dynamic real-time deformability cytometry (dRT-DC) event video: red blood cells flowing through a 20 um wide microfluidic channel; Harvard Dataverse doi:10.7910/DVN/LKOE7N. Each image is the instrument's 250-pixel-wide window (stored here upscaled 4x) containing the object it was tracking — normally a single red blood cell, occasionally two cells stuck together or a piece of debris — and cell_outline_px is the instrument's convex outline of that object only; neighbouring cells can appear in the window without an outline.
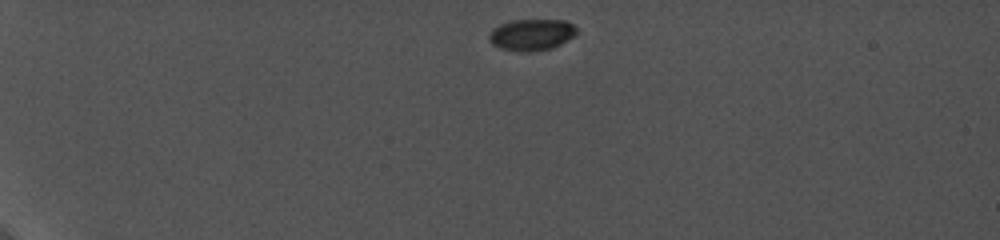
{"species": "common noctule bat (a hibernating species)", "species_latin": "Nyctalus noctula", "temperature_condition": "cold", "stored_images_in_passage": 31, "camera_frame_rate_fps": 5000, "um_per_image_px": 0.085, "animal": {"sex": "female", "body_mass_g": 19.0, "forearm_length_mm": 56.7}, "frame": {"image": 1, "passage_image": 1, "time_ms": 0.0, "image_size_px": [1000, 240], "cell_outline_px": [[576, 32], [572, 36], [560, 44], [552, 48], [528, 52], [520, 52], [500, 48], [492, 44], [488, 40], [488, 36], [492, 28], [500, 24], [512, 20], [564, 20], [572, 24], [576, 28]], "centroid_in_image_um": [45.12, 2.95], "position_along_channel_um": 39.9, "area_um2": 16.01}}
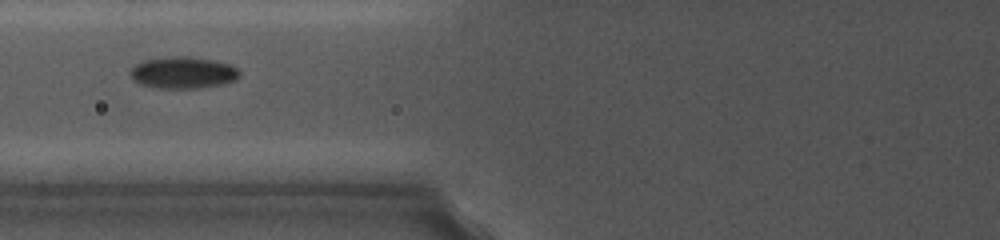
{"frame": {"image": 2, "passage_image": 11, "time_ms": 4.2, "image_size_px": [1000, 240], "cell_outline_px": [[240, 76], [236, 80], [224, 84], [200, 88], [160, 88], [140, 84], [132, 80], [128, 72], [136, 64], [144, 60], [172, 56], [188, 56], [212, 60], [228, 64], [236, 68], [240, 72]], "centroid_in_image_um": [15.54, 6.18], "position_along_channel_um": 110.3, "area_um2": 20.29}}
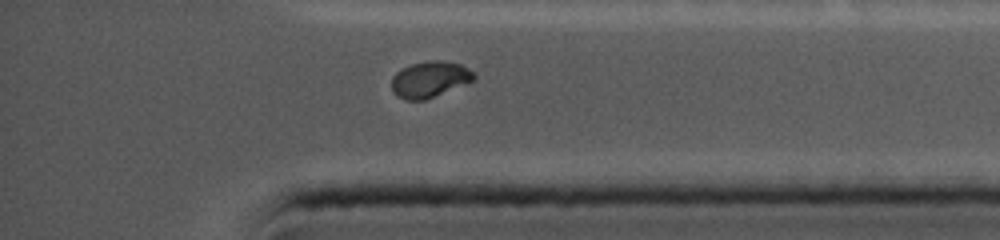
{"frame": {"image": 3, "passage_image": 29, "time_ms": 11.8, "image_size_px": [1000, 240], "cell_outline_px": [[476, 76], [472, 80], [424, 100], [404, 100], [396, 96], [392, 88], [392, 76], [400, 68], [412, 64], [436, 60], [440, 60], [460, 64], [468, 68]], "centroid_in_image_um": [36.46, 6.74], "position_along_channel_um": 398.7, "area_um2": 16.94}}